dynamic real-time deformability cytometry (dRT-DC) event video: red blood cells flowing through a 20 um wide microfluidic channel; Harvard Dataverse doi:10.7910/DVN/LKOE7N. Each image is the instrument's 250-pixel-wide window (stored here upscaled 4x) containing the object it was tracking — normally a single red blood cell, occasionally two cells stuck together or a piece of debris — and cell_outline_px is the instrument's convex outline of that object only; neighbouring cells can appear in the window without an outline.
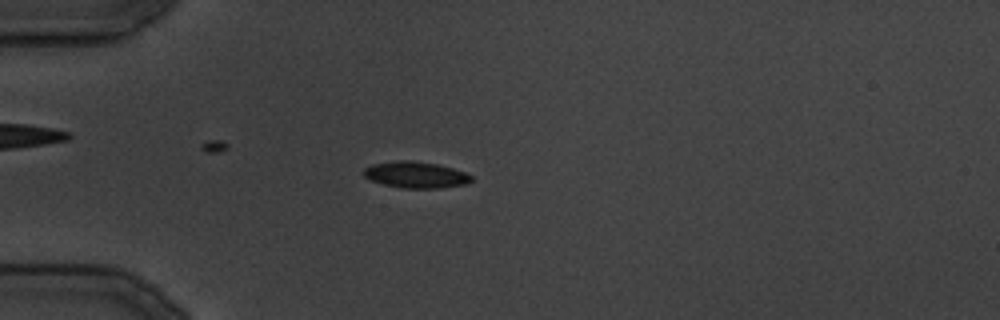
{"species": "common noctule bat (a hibernating species)", "species_latin": "Nyctalus noctula", "temperature_condition": "cold", "stored_images_in_passage": 33, "camera_frame_rate_fps": 3000, "um_per_image_px": 0.085, "animal": {"sex": "male", "body_mass_g": 19.5, "forearm_length_mm": 54.6}, "frame": {"image": 1, "passage_image": 10, "time_ms": 11.333, "image_size_px": [1000, 320], "cell_outline_px": [[472, 180], [468, 184], [440, 188], [400, 188], [384, 184], [372, 180], [364, 176], [364, 168], [372, 164], [396, 160], [412, 160], [436, 164], [452, 168], [464, 172], [472, 176]], "centroid_in_image_um": [35.35, 14.86], "position_along_channel_um": 49.7, "area_um2": 16.53}}
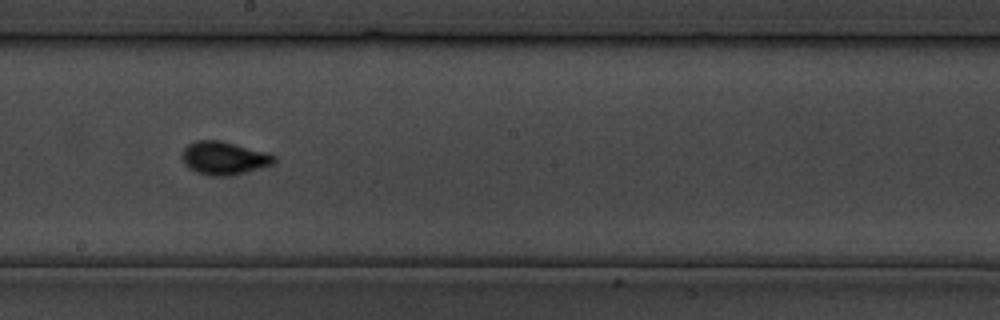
{"frame": {"image": 2, "passage_image": 20, "time_ms": 23.667, "image_size_px": [1000, 320], "cell_outline_px": [[276, 160], [272, 164], [232, 176], [208, 176], [196, 172], [188, 168], [184, 164], [180, 156], [184, 148], [188, 144], [196, 140], [220, 140], [268, 152], [276, 156]], "centroid_in_image_um": [19.01, 13.44], "position_along_channel_um": 229.2, "area_um2": 18.03}}
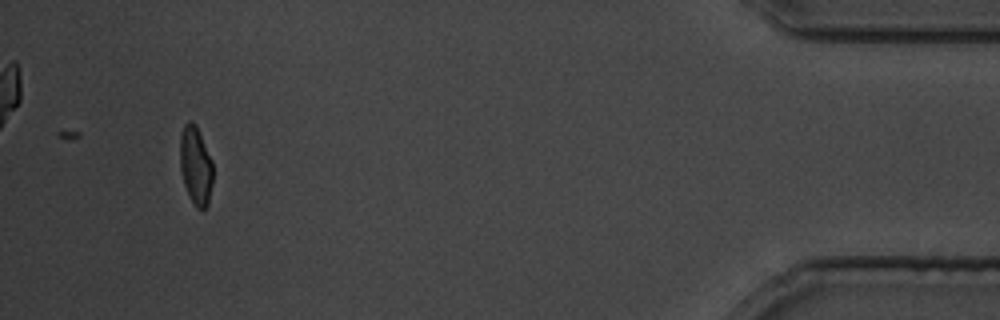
{"frame": {"image": 3, "passage_image": 33, "time_ms": 39.667, "image_size_px": [1000, 320], "cell_outline_px": [[212, 184], [208, 204], [204, 208], [196, 208], [184, 184], [180, 168], [180, 136], [184, 124], [188, 120], [196, 124], [212, 160]], "centroid_in_image_um": [16.63, 14.03], "position_along_channel_um": 418.6, "area_um2": 14.91}}